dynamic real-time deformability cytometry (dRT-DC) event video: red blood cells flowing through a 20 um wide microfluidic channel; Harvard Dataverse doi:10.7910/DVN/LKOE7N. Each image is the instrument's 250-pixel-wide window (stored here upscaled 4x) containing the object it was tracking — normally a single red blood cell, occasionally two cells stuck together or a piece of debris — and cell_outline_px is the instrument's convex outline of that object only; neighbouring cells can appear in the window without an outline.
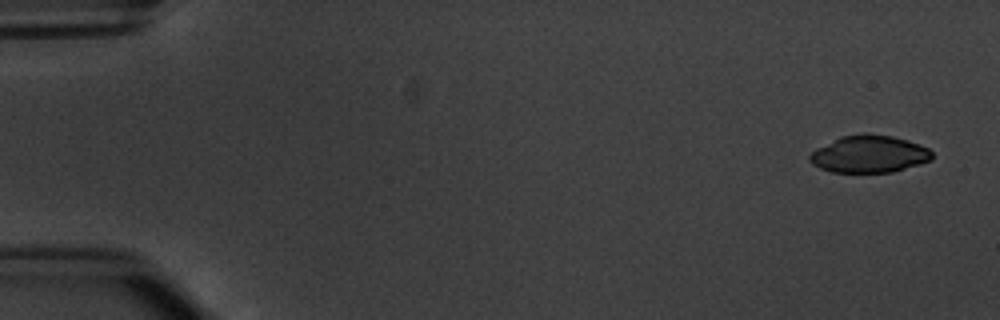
{"species": "common noctule bat (a hibernating species)", "species_latin": "Nyctalus noctula", "temperature_condition": "warm", "stored_images_in_passage": 4, "camera_frame_rate_fps": 3000, "um_per_image_px": 0.085, "animal": {"sex": "male", "body_mass_g": 20.1, "forearm_length_mm": 53.5}, "frame": {"image": 1, "passage_image": 1, "time_ms": 0.0, "image_size_px": [1000, 320], "cell_outline_px": [[932, 160], [920, 164], [892, 172], [832, 172], [820, 168], [812, 164], [808, 160], [808, 156], [816, 148], [840, 136], [860, 132], [864, 132], [892, 136], [908, 140], [920, 144], [928, 148], [932, 152]], "centroid_in_image_um": [73.87, 13.08], "position_along_channel_um": 11.1, "area_um2": 26.88}}